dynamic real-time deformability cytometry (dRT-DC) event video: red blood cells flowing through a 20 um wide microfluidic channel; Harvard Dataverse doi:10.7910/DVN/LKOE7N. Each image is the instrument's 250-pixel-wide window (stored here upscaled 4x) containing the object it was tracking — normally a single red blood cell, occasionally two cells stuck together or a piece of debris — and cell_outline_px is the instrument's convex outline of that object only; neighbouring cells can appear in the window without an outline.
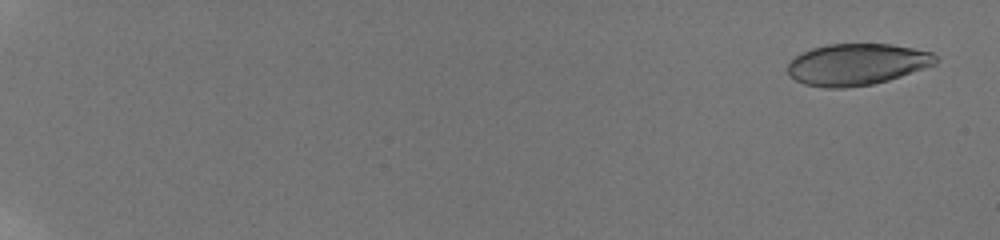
{"species": "human", "species_latin": "Homo sapiens", "temperature_condition": "room temperature", "stored_images_in_passage": 65, "camera_frame_rate_fps": 3000, "um_per_image_px": 0.085, "donor": {"sex": "male"}, "frame": {"image": 1, "passage_image": 2, "time_ms": 0.667, "image_size_px": [1000, 240], "cell_outline_px": [[940, 60], [936, 64], [888, 80], [872, 84], [844, 88], [824, 88], [804, 84], [796, 80], [788, 72], [788, 64], [796, 56], [812, 48], [828, 44], [892, 44], [932, 52]], "centroid_in_image_um": [72.85, 5.47], "position_along_channel_um": 12.1, "area_um2": 35.66}}
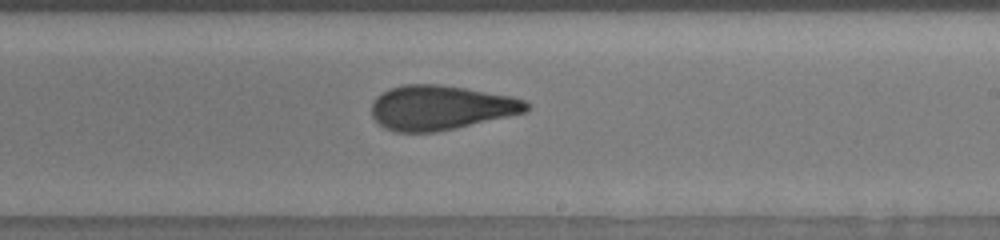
{"frame": {"image": 2, "passage_image": 51, "time_ms": 13.0, "image_size_px": [1000, 240], "cell_outline_px": [[528, 112], [456, 128], [436, 132], [396, 132], [384, 128], [372, 116], [372, 100], [376, 96], [392, 88], [404, 84], [440, 84], [512, 96], [524, 100], [528, 104]], "centroid_in_image_um": [37.45, 9.15], "position_along_channel_um": 251.5, "area_um2": 40.17}}
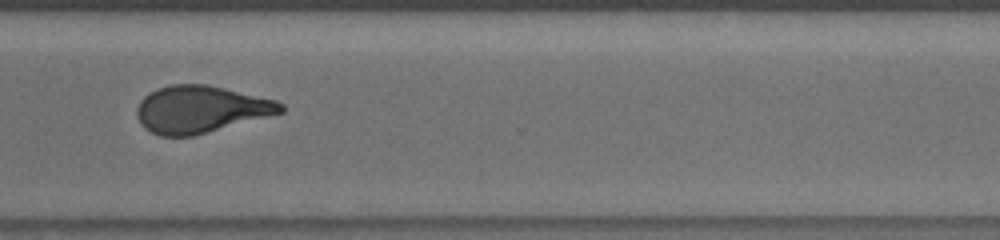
{"frame": {"image": 3, "passage_image": 64, "time_ms": 15.667, "image_size_px": [1000, 240], "cell_outline_px": [[284, 112], [192, 136], [160, 136], [144, 128], [140, 124], [136, 116], [136, 108], [140, 100], [144, 96], [160, 88], [172, 84], [208, 84], [276, 100], [284, 104]], "centroid_in_image_um": [17.04, 9.29], "position_along_channel_um": 353.6, "area_um2": 39.36}}